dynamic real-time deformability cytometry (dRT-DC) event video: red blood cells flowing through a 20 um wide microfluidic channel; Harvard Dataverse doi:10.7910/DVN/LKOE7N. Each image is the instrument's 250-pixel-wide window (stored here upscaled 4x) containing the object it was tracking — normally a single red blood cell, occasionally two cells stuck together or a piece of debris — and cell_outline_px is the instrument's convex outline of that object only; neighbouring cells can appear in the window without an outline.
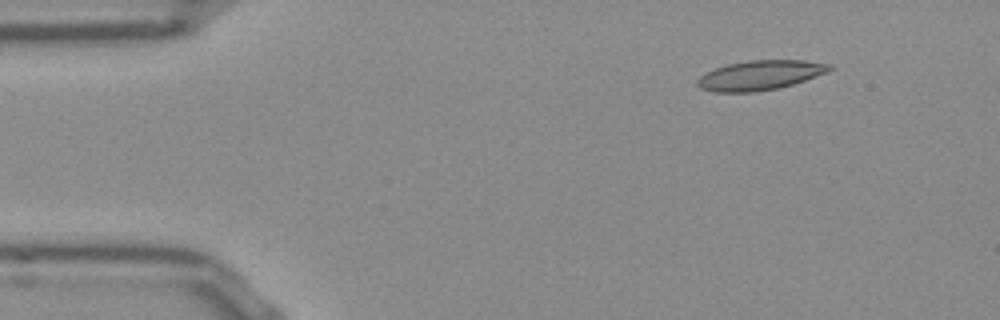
{"species": "Egyptian fruit bat (a non-hibernating species)", "species_latin": "Rousettus aegyptiacus", "temperature_condition": "room temperature", "stored_images_in_passage": 45, "camera_frame_rate_fps": 3000, "um_per_image_px": 0.085, "frame": {"image": 1, "passage_image": 1, "time_ms": 0.0, "image_size_px": [1000, 320], "cell_outline_px": [[832, 68], [828, 72], [792, 84], [776, 88], [752, 92], [712, 92], [700, 88], [696, 84], [696, 80], [704, 72], [728, 64], [748, 60], [804, 60], [832, 64]], "centroid_in_image_um": [64.57, 6.39], "position_along_channel_um": 20.4, "area_um2": 22.77}}
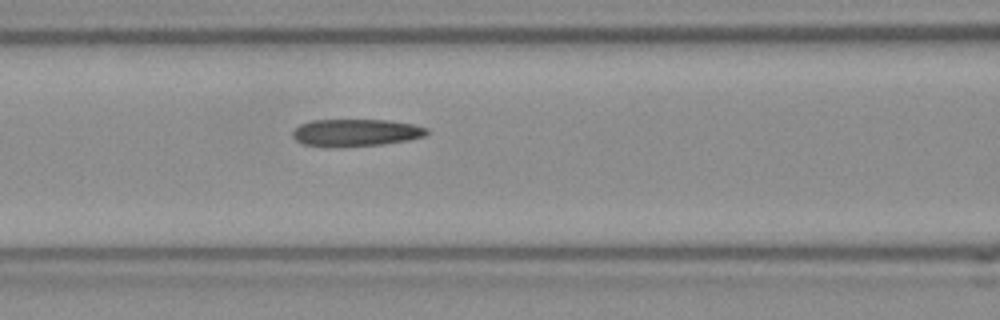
{"frame": {"image": 2, "passage_image": 16, "time_ms": 5.0, "image_size_px": [1000, 320], "cell_outline_px": [[428, 132], [424, 136], [408, 140], [384, 144], [344, 148], [304, 144], [296, 140], [292, 136], [292, 132], [300, 124], [312, 120], [388, 120], [412, 124], [428, 128]], "centroid_in_image_um": [30.24, 11.28], "position_along_channel_um": 136.4, "area_um2": 21.44}}
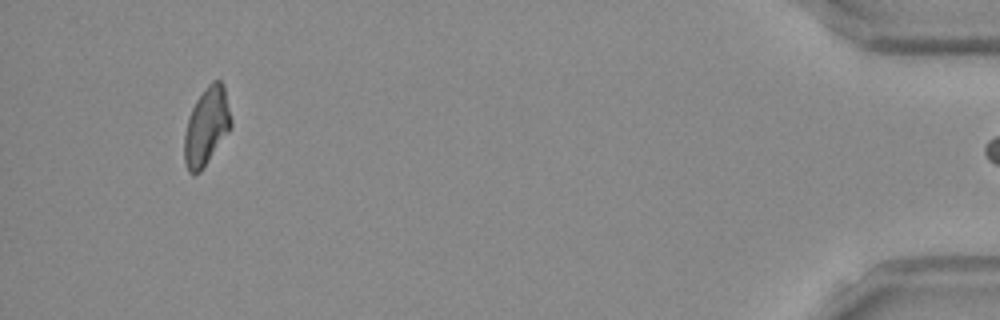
{"frame": {"image": 3, "passage_image": 44, "time_ms": 14.333, "image_size_px": [1000, 320], "cell_outline_px": [[232, 124], [228, 132], [200, 172], [188, 172], [184, 160], [184, 136], [188, 116], [196, 100], [204, 88], [212, 80], [220, 80], [224, 84], [232, 120]], "centroid_in_image_um": [17.55, 10.7], "position_along_channel_um": 417.6, "area_um2": 21.1}}